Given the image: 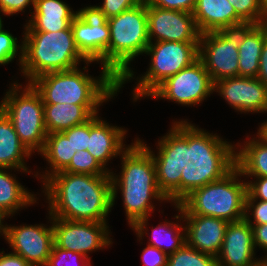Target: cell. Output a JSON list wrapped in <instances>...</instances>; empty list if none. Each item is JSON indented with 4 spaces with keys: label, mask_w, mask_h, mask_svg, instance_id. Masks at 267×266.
<instances>
[{
    "label": "cell",
    "mask_w": 267,
    "mask_h": 266,
    "mask_svg": "<svg viewBox=\"0 0 267 266\" xmlns=\"http://www.w3.org/2000/svg\"><path fill=\"white\" fill-rule=\"evenodd\" d=\"M51 217L106 222L111 212V175H87L60 171L43 184Z\"/></svg>",
    "instance_id": "cell-1"
},
{
    "label": "cell",
    "mask_w": 267,
    "mask_h": 266,
    "mask_svg": "<svg viewBox=\"0 0 267 266\" xmlns=\"http://www.w3.org/2000/svg\"><path fill=\"white\" fill-rule=\"evenodd\" d=\"M121 155L120 175L110 172L112 205L115 204L119 189L123 197L127 222L141 240L144 234H148L146 230L148 217L155 208L151 200L168 202V199L159 189L155 163L150 150L141 143L139 138L128 145Z\"/></svg>",
    "instance_id": "cell-2"
},
{
    "label": "cell",
    "mask_w": 267,
    "mask_h": 266,
    "mask_svg": "<svg viewBox=\"0 0 267 266\" xmlns=\"http://www.w3.org/2000/svg\"><path fill=\"white\" fill-rule=\"evenodd\" d=\"M101 77L93 78L78 67L42 74L30 84L44 104L101 105L119 92V81L104 67Z\"/></svg>",
    "instance_id": "cell-3"
},
{
    "label": "cell",
    "mask_w": 267,
    "mask_h": 266,
    "mask_svg": "<svg viewBox=\"0 0 267 266\" xmlns=\"http://www.w3.org/2000/svg\"><path fill=\"white\" fill-rule=\"evenodd\" d=\"M22 41L21 72L30 83L36 77L78 67L88 61L77 49L71 25L56 32L25 31Z\"/></svg>",
    "instance_id": "cell-4"
},
{
    "label": "cell",
    "mask_w": 267,
    "mask_h": 266,
    "mask_svg": "<svg viewBox=\"0 0 267 266\" xmlns=\"http://www.w3.org/2000/svg\"><path fill=\"white\" fill-rule=\"evenodd\" d=\"M110 41L107 48V70L119 81V88L132 80L134 73L129 64L145 53L148 38L147 3L143 0L137 6L107 19Z\"/></svg>",
    "instance_id": "cell-5"
},
{
    "label": "cell",
    "mask_w": 267,
    "mask_h": 266,
    "mask_svg": "<svg viewBox=\"0 0 267 266\" xmlns=\"http://www.w3.org/2000/svg\"><path fill=\"white\" fill-rule=\"evenodd\" d=\"M235 166L223 178L193 190L179 204L181 214H196L235 222L245 217L247 182Z\"/></svg>",
    "instance_id": "cell-6"
},
{
    "label": "cell",
    "mask_w": 267,
    "mask_h": 266,
    "mask_svg": "<svg viewBox=\"0 0 267 266\" xmlns=\"http://www.w3.org/2000/svg\"><path fill=\"white\" fill-rule=\"evenodd\" d=\"M11 86L1 100L0 108L10 118L20 142L31 154L35 151L39 153L48 135L44 124V103L41 95L30 83L24 86V90H21L22 85L15 82Z\"/></svg>",
    "instance_id": "cell-7"
},
{
    "label": "cell",
    "mask_w": 267,
    "mask_h": 266,
    "mask_svg": "<svg viewBox=\"0 0 267 266\" xmlns=\"http://www.w3.org/2000/svg\"><path fill=\"white\" fill-rule=\"evenodd\" d=\"M170 131L158 141L157 156L146 143L155 163L157 183L160 191L174 205L180 203V182L183 167L190 162L189 122L176 121Z\"/></svg>",
    "instance_id": "cell-8"
},
{
    "label": "cell",
    "mask_w": 267,
    "mask_h": 266,
    "mask_svg": "<svg viewBox=\"0 0 267 266\" xmlns=\"http://www.w3.org/2000/svg\"><path fill=\"white\" fill-rule=\"evenodd\" d=\"M151 56L148 71L140 78L133 89V99L148 96L168 77L191 65L199 57V42L161 41L150 42L145 50Z\"/></svg>",
    "instance_id": "cell-9"
},
{
    "label": "cell",
    "mask_w": 267,
    "mask_h": 266,
    "mask_svg": "<svg viewBox=\"0 0 267 266\" xmlns=\"http://www.w3.org/2000/svg\"><path fill=\"white\" fill-rule=\"evenodd\" d=\"M239 43L240 27L201 34L198 57L213 83L238 77Z\"/></svg>",
    "instance_id": "cell-10"
},
{
    "label": "cell",
    "mask_w": 267,
    "mask_h": 266,
    "mask_svg": "<svg viewBox=\"0 0 267 266\" xmlns=\"http://www.w3.org/2000/svg\"><path fill=\"white\" fill-rule=\"evenodd\" d=\"M214 83L198 58L191 65L168 77L149 95L151 98L172 100L185 106L202 103L213 94Z\"/></svg>",
    "instance_id": "cell-11"
},
{
    "label": "cell",
    "mask_w": 267,
    "mask_h": 266,
    "mask_svg": "<svg viewBox=\"0 0 267 266\" xmlns=\"http://www.w3.org/2000/svg\"><path fill=\"white\" fill-rule=\"evenodd\" d=\"M49 218L53 221L54 245L59 248L79 252L91 259L89 252L107 248L113 243L107 222L65 220L50 215Z\"/></svg>",
    "instance_id": "cell-12"
},
{
    "label": "cell",
    "mask_w": 267,
    "mask_h": 266,
    "mask_svg": "<svg viewBox=\"0 0 267 266\" xmlns=\"http://www.w3.org/2000/svg\"><path fill=\"white\" fill-rule=\"evenodd\" d=\"M71 29L77 49L88 61H97L107 69L110 28L107 20L86 7L73 18Z\"/></svg>",
    "instance_id": "cell-13"
},
{
    "label": "cell",
    "mask_w": 267,
    "mask_h": 266,
    "mask_svg": "<svg viewBox=\"0 0 267 266\" xmlns=\"http://www.w3.org/2000/svg\"><path fill=\"white\" fill-rule=\"evenodd\" d=\"M148 38L152 42H199L201 33L192 13L147 4Z\"/></svg>",
    "instance_id": "cell-14"
},
{
    "label": "cell",
    "mask_w": 267,
    "mask_h": 266,
    "mask_svg": "<svg viewBox=\"0 0 267 266\" xmlns=\"http://www.w3.org/2000/svg\"><path fill=\"white\" fill-rule=\"evenodd\" d=\"M12 253L22 256L31 266H45L54 245L53 226H8L7 239Z\"/></svg>",
    "instance_id": "cell-15"
},
{
    "label": "cell",
    "mask_w": 267,
    "mask_h": 266,
    "mask_svg": "<svg viewBox=\"0 0 267 266\" xmlns=\"http://www.w3.org/2000/svg\"><path fill=\"white\" fill-rule=\"evenodd\" d=\"M213 91L241 113L267 112V87L258 78H224L214 83Z\"/></svg>",
    "instance_id": "cell-16"
},
{
    "label": "cell",
    "mask_w": 267,
    "mask_h": 266,
    "mask_svg": "<svg viewBox=\"0 0 267 266\" xmlns=\"http://www.w3.org/2000/svg\"><path fill=\"white\" fill-rule=\"evenodd\" d=\"M175 207L180 213L175 218L186 221V243L199 252L217 257L229 222L211 216L181 214V208L178 205Z\"/></svg>",
    "instance_id": "cell-17"
},
{
    "label": "cell",
    "mask_w": 267,
    "mask_h": 266,
    "mask_svg": "<svg viewBox=\"0 0 267 266\" xmlns=\"http://www.w3.org/2000/svg\"><path fill=\"white\" fill-rule=\"evenodd\" d=\"M252 226L244 218L229 222L222 247L218 254V266H259L260 259L255 258Z\"/></svg>",
    "instance_id": "cell-18"
},
{
    "label": "cell",
    "mask_w": 267,
    "mask_h": 266,
    "mask_svg": "<svg viewBox=\"0 0 267 266\" xmlns=\"http://www.w3.org/2000/svg\"><path fill=\"white\" fill-rule=\"evenodd\" d=\"M235 166V158H202L188 162L181 171L180 202L193 190L223 178Z\"/></svg>",
    "instance_id": "cell-19"
},
{
    "label": "cell",
    "mask_w": 267,
    "mask_h": 266,
    "mask_svg": "<svg viewBox=\"0 0 267 266\" xmlns=\"http://www.w3.org/2000/svg\"><path fill=\"white\" fill-rule=\"evenodd\" d=\"M127 130L111 126L104 120L94 115L90 119V137H88L87 151L106 168V163L127 148L123 139Z\"/></svg>",
    "instance_id": "cell-20"
},
{
    "label": "cell",
    "mask_w": 267,
    "mask_h": 266,
    "mask_svg": "<svg viewBox=\"0 0 267 266\" xmlns=\"http://www.w3.org/2000/svg\"><path fill=\"white\" fill-rule=\"evenodd\" d=\"M192 15L201 34L247 25L228 0H196Z\"/></svg>",
    "instance_id": "cell-21"
},
{
    "label": "cell",
    "mask_w": 267,
    "mask_h": 266,
    "mask_svg": "<svg viewBox=\"0 0 267 266\" xmlns=\"http://www.w3.org/2000/svg\"><path fill=\"white\" fill-rule=\"evenodd\" d=\"M78 12L61 0H35L34 11L30 12L32 18L24 28L25 31L44 32L65 30Z\"/></svg>",
    "instance_id": "cell-22"
},
{
    "label": "cell",
    "mask_w": 267,
    "mask_h": 266,
    "mask_svg": "<svg viewBox=\"0 0 267 266\" xmlns=\"http://www.w3.org/2000/svg\"><path fill=\"white\" fill-rule=\"evenodd\" d=\"M267 38V25L247 24L240 27L238 46V77L257 78L263 44Z\"/></svg>",
    "instance_id": "cell-23"
},
{
    "label": "cell",
    "mask_w": 267,
    "mask_h": 266,
    "mask_svg": "<svg viewBox=\"0 0 267 266\" xmlns=\"http://www.w3.org/2000/svg\"><path fill=\"white\" fill-rule=\"evenodd\" d=\"M99 106L101 105L44 104L43 114L46 131L48 134L62 132L73 126L86 123L98 114Z\"/></svg>",
    "instance_id": "cell-24"
},
{
    "label": "cell",
    "mask_w": 267,
    "mask_h": 266,
    "mask_svg": "<svg viewBox=\"0 0 267 266\" xmlns=\"http://www.w3.org/2000/svg\"><path fill=\"white\" fill-rule=\"evenodd\" d=\"M29 156L31 153L20 142L10 118L0 108V168L31 173L24 162Z\"/></svg>",
    "instance_id": "cell-25"
},
{
    "label": "cell",
    "mask_w": 267,
    "mask_h": 266,
    "mask_svg": "<svg viewBox=\"0 0 267 266\" xmlns=\"http://www.w3.org/2000/svg\"><path fill=\"white\" fill-rule=\"evenodd\" d=\"M236 146L223 141L216 134L199 129L189 123L190 161L202 158H235Z\"/></svg>",
    "instance_id": "cell-26"
},
{
    "label": "cell",
    "mask_w": 267,
    "mask_h": 266,
    "mask_svg": "<svg viewBox=\"0 0 267 266\" xmlns=\"http://www.w3.org/2000/svg\"><path fill=\"white\" fill-rule=\"evenodd\" d=\"M257 138L244 142L241 146H235L239 151L235 152L236 167L242 176L267 177V141L259 134ZM246 143V144H245Z\"/></svg>",
    "instance_id": "cell-27"
},
{
    "label": "cell",
    "mask_w": 267,
    "mask_h": 266,
    "mask_svg": "<svg viewBox=\"0 0 267 266\" xmlns=\"http://www.w3.org/2000/svg\"><path fill=\"white\" fill-rule=\"evenodd\" d=\"M76 152L71 141L62 132L48 134L40 153L50 164L49 168L51 169L40 175L41 179H44L42 183L55 173L63 171L70 164L72 156Z\"/></svg>",
    "instance_id": "cell-28"
},
{
    "label": "cell",
    "mask_w": 267,
    "mask_h": 266,
    "mask_svg": "<svg viewBox=\"0 0 267 266\" xmlns=\"http://www.w3.org/2000/svg\"><path fill=\"white\" fill-rule=\"evenodd\" d=\"M35 195L13 177L5 168H0V208L13 215L21 208L36 203Z\"/></svg>",
    "instance_id": "cell-29"
},
{
    "label": "cell",
    "mask_w": 267,
    "mask_h": 266,
    "mask_svg": "<svg viewBox=\"0 0 267 266\" xmlns=\"http://www.w3.org/2000/svg\"><path fill=\"white\" fill-rule=\"evenodd\" d=\"M151 236L148 245L160 249L167 255L179 250L186 243L185 226L166 220L164 224L152 228Z\"/></svg>",
    "instance_id": "cell-30"
},
{
    "label": "cell",
    "mask_w": 267,
    "mask_h": 266,
    "mask_svg": "<svg viewBox=\"0 0 267 266\" xmlns=\"http://www.w3.org/2000/svg\"><path fill=\"white\" fill-rule=\"evenodd\" d=\"M167 266H218V263L215 256L199 252L185 243L168 255Z\"/></svg>",
    "instance_id": "cell-31"
},
{
    "label": "cell",
    "mask_w": 267,
    "mask_h": 266,
    "mask_svg": "<svg viewBox=\"0 0 267 266\" xmlns=\"http://www.w3.org/2000/svg\"><path fill=\"white\" fill-rule=\"evenodd\" d=\"M63 171L87 175H110V170L104 168L87 150L77 151Z\"/></svg>",
    "instance_id": "cell-32"
},
{
    "label": "cell",
    "mask_w": 267,
    "mask_h": 266,
    "mask_svg": "<svg viewBox=\"0 0 267 266\" xmlns=\"http://www.w3.org/2000/svg\"><path fill=\"white\" fill-rule=\"evenodd\" d=\"M234 7L236 14L246 24L265 23L266 12L262 7L261 0H228Z\"/></svg>",
    "instance_id": "cell-33"
},
{
    "label": "cell",
    "mask_w": 267,
    "mask_h": 266,
    "mask_svg": "<svg viewBox=\"0 0 267 266\" xmlns=\"http://www.w3.org/2000/svg\"><path fill=\"white\" fill-rule=\"evenodd\" d=\"M142 1L143 0H103L102 5L88 6L87 8L95 15L107 20L137 6Z\"/></svg>",
    "instance_id": "cell-34"
},
{
    "label": "cell",
    "mask_w": 267,
    "mask_h": 266,
    "mask_svg": "<svg viewBox=\"0 0 267 266\" xmlns=\"http://www.w3.org/2000/svg\"><path fill=\"white\" fill-rule=\"evenodd\" d=\"M18 40L9 31L0 29V65L12 62L19 54V64L22 62V44H17ZM18 49H20L18 53Z\"/></svg>",
    "instance_id": "cell-35"
},
{
    "label": "cell",
    "mask_w": 267,
    "mask_h": 266,
    "mask_svg": "<svg viewBox=\"0 0 267 266\" xmlns=\"http://www.w3.org/2000/svg\"><path fill=\"white\" fill-rule=\"evenodd\" d=\"M68 259L70 260V263H72L71 259H73V262L76 259L78 261L80 260L79 263L80 262L82 263L81 265L79 264L78 266H91L92 265L90 262V259L82 255L81 253L65 250V249L59 248L58 246L53 245L52 252L50 256L48 257V261L45 266H66L64 263L67 264ZM77 260L76 262H78ZM73 264H76V263H73Z\"/></svg>",
    "instance_id": "cell-36"
},
{
    "label": "cell",
    "mask_w": 267,
    "mask_h": 266,
    "mask_svg": "<svg viewBox=\"0 0 267 266\" xmlns=\"http://www.w3.org/2000/svg\"><path fill=\"white\" fill-rule=\"evenodd\" d=\"M62 133L71 141V145L76 151L87 150L88 137H90V120L64 130Z\"/></svg>",
    "instance_id": "cell-37"
},
{
    "label": "cell",
    "mask_w": 267,
    "mask_h": 266,
    "mask_svg": "<svg viewBox=\"0 0 267 266\" xmlns=\"http://www.w3.org/2000/svg\"><path fill=\"white\" fill-rule=\"evenodd\" d=\"M249 212H251V216H253V222ZM244 218L250 225L267 224V201L259 200L257 202V200H245Z\"/></svg>",
    "instance_id": "cell-38"
},
{
    "label": "cell",
    "mask_w": 267,
    "mask_h": 266,
    "mask_svg": "<svg viewBox=\"0 0 267 266\" xmlns=\"http://www.w3.org/2000/svg\"><path fill=\"white\" fill-rule=\"evenodd\" d=\"M148 5L192 13L196 0H145Z\"/></svg>",
    "instance_id": "cell-39"
},
{
    "label": "cell",
    "mask_w": 267,
    "mask_h": 266,
    "mask_svg": "<svg viewBox=\"0 0 267 266\" xmlns=\"http://www.w3.org/2000/svg\"><path fill=\"white\" fill-rule=\"evenodd\" d=\"M255 181L247 182L245 200L267 201V177H255Z\"/></svg>",
    "instance_id": "cell-40"
},
{
    "label": "cell",
    "mask_w": 267,
    "mask_h": 266,
    "mask_svg": "<svg viewBox=\"0 0 267 266\" xmlns=\"http://www.w3.org/2000/svg\"><path fill=\"white\" fill-rule=\"evenodd\" d=\"M141 257L144 266H167L168 255L151 245L143 249Z\"/></svg>",
    "instance_id": "cell-41"
},
{
    "label": "cell",
    "mask_w": 267,
    "mask_h": 266,
    "mask_svg": "<svg viewBox=\"0 0 267 266\" xmlns=\"http://www.w3.org/2000/svg\"><path fill=\"white\" fill-rule=\"evenodd\" d=\"M35 0H0V12L6 16L24 12L30 5L34 9Z\"/></svg>",
    "instance_id": "cell-42"
},
{
    "label": "cell",
    "mask_w": 267,
    "mask_h": 266,
    "mask_svg": "<svg viewBox=\"0 0 267 266\" xmlns=\"http://www.w3.org/2000/svg\"><path fill=\"white\" fill-rule=\"evenodd\" d=\"M253 231L254 247L267 251V224L251 225Z\"/></svg>",
    "instance_id": "cell-43"
},
{
    "label": "cell",
    "mask_w": 267,
    "mask_h": 266,
    "mask_svg": "<svg viewBox=\"0 0 267 266\" xmlns=\"http://www.w3.org/2000/svg\"><path fill=\"white\" fill-rule=\"evenodd\" d=\"M0 266H31L22 256L15 253H0Z\"/></svg>",
    "instance_id": "cell-44"
},
{
    "label": "cell",
    "mask_w": 267,
    "mask_h": 266,
    "mask_svg": "<svg viewBox=\"0 0 267 266\" xmlns=\"http://www.w3.org/2000/svg\"><path fill=\"white\" fill-rule=\"evenodd\" d=\"M257 78L267 87V38L261 50Z\"/></svg>",
    "instance_id": "cell-45"
},
{
    "label": "cell",
    "mask_w": 267,
    "mask_h": 266,
    "mask_svg": "<svg viewBox=\"0 0 267 266\" xmlns=\"http://www.w3.org/2000/svg\"><path fill=\"white\" fill-rule=\"evenodd\" d=\"M10 217L11 215L9 213H7L6 211H4L3 209L0 208V233L4 236L5 240L7 239V233H8V225H3L2 221L6 218V217Z\"/></svg>",
    "instance_id": "cell-46"
},
{
    "label": "cell",
    "mask_w": 267,
    "mask_h": 266,
    "mask_svg": "<svg viewBox=\"0 0 267 266\" xmlns=\"http://www.w3.org/2000/svg\"><path fill=\"white\" fill-rule=\"evenodd\" d=\"M257 134H259L267 141V121L263 122L261 126H259Z\"/></svg>",
    "instance_id": "cell-47"
},
{
    "label": "cell",
    "mask_w": 267,
    "mask_h": 266,
    "mask_svg": "<svg viewBox=\"0 0 267 266\" xmlns=\"http://www.w3.org/2000/svg\"><path fill=\"white\" fill-rule=\"evenodd\" d=\"M267 254V252H266ZM261 266H267V255L265 257H263V259H261V263H260Z\"/></svg>",
    "instance_id": "cell-48"
},
{
    "label": "cell",
    "mask_w": 267,
    "mask_h": 266,
    "mask_svg": "<svg viewBox=\"0 0 267 266\" xmlns=\"http://www.w3.org/2000/svg\"><path fill=\"white\" fill-rule=\"evenodd\" d=\"M261 3H262V7H263L264 11L267 14V0H261Z\"/></svg>",
    "instance_id": "cell-49"
},
{
    "label": "cell",
    "mask_w": 267,
    "mask_h": 266,
    "mask_svg": "<svg viewBox=\"0 0 267 266\" xmlns=\"http://www.w3.org/2000/svg\"><path fill=\"white\" fill-rule=\"evenodd\" d=\"M3 21H2V18H1V16H0V29L3 27V23H2Z\"/></svg>",
    "instance_id": "cell-50"
}]
</instances>
